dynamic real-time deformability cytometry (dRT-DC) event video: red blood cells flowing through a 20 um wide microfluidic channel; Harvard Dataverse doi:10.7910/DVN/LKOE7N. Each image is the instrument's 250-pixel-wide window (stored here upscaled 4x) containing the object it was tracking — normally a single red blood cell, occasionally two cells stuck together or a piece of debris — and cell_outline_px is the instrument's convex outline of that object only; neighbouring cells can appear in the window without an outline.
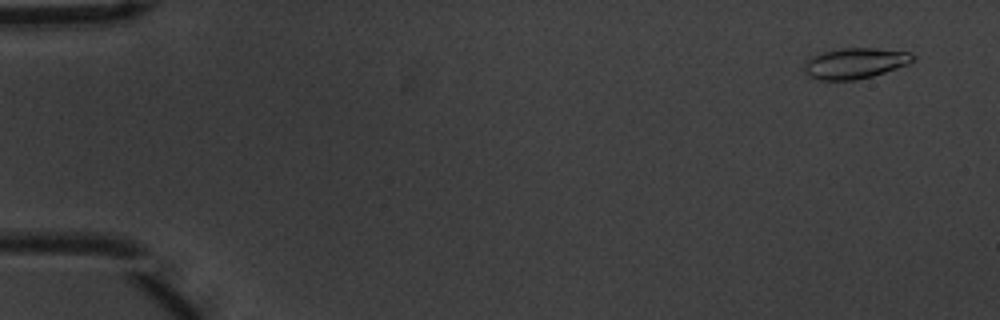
{"species": "common noctule bat (a hibernating species)", "species_latin": "Nyctalus noctula", "temperature_condition": "warm", "stored_images_in_passage": 54, "camera_frame_rate_fps": 3000, "um_per_image_px": 0.085, "animal": {"sex": "male", "body_mass_g": 20.1, "forearm_length_mm": 53.5}, "frame": {"image": 1, "passage_image": 2, "time_ms": 0.333, "image_size_px": [1000, 320], "cell_outline_px": [[916, 56], [908, 64], [872, 76], [856, 80], [816, 80], [808, 76], [804, 72], [804, 64], [812, 56], [824, 52], [840, 48], [876, 48], [908, 52]], "centroid_in_image_um": [72.64, 5.38], "position_along_channel_um": 12.4, "area_um2": 19.36}}
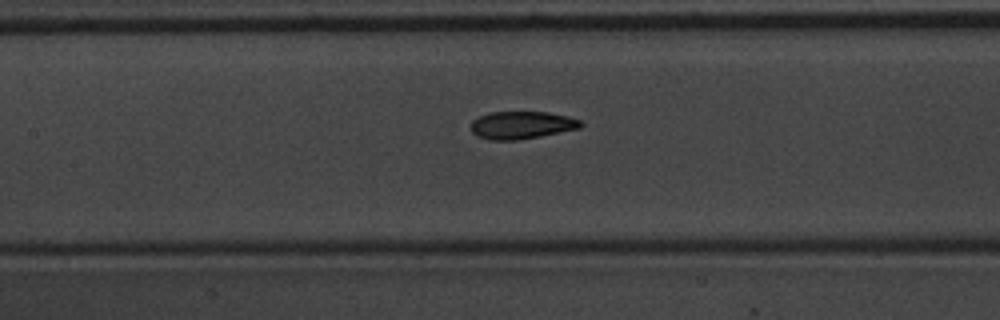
{"frame": {"image": 2, "passage_image": 25, "time_ms": 8.0, "image_size_px": [1000, 320], "cell_outline_px": [[584, 124], [580, 128], [540, 136], [516, 140], [488, 140], [476, 136], [472, 132], [472, 120], [488, 112], [548, 112], [568, 116], [580, 120]], "centroid_in_image_um": [44.34, 10.63], "position_along_channel_um": 163.1, "area_um2": 17.69}}
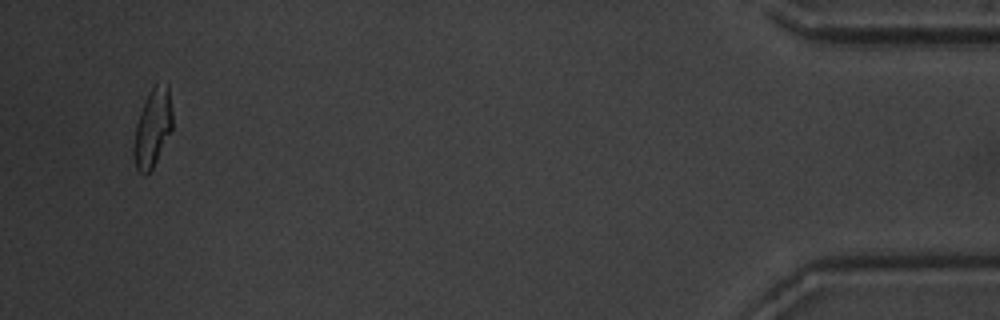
{"frame": {"image": 3, "passage_image": 52, "time_ms": 17.0, "image_size_px": [1000, 320], "cell_outline_px": [[172, 128], [152, 168], [144, 176], [136, 168], [132, 152], [132, 148], [136, 124], [144, 100], [148, 92], [156, 84], [168, 84], [172, 112]], "centroid_in_image_um": [12.94, 10.86], "position_along_channel_um": 422.3, "area_um2": 17.51}, "authors_computed_cell_mechanics": {"area_um2": 18.1781, "velocity_mm_per_s": 3.7097, "shape_relaxation_time_tau1_ms": 4.0195, "shape_relaxation_time_tau2_ms": 1.9623, "deformation_change_tau1": 0.1835, "deformation_change_tau2": 0.0466}}